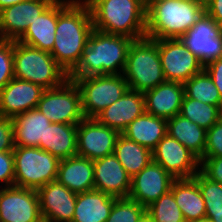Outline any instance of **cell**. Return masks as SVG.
I'll list each match as a JSON object with an SVG mask.
<instances>
[{"label":"cell","instance_id":"obj_1","mask_svg":"<svg viewBox=\"0 0 222 222\" xmlns=\"http://www.w3.org/2000/svg\"><path fill=\"white\" fill-rule=\"evenodd\" d=\"M93 29L90 8L84 0H58L55 42L50 53L67 74L78 64Z\"/></svg>","mask_w":222,"mask_h":222},{"label":"cell","instance_id":"obj_2","mask_svg":"<svg viewBox=\"0 0 222 222\" xmlns=\"http://www.w3.org/2000/svg\"><path fill=\"white\" fill-rule=\"evenodd\" d=\"M134 39L93 29L87 46L68 79L122 74Z\"/></svg>","mask_w":222,"mask_h":222},{"label":"cell","instance_id":"obj_3","mask_svg":"<svg viewBox=\"0 0 222 222\" xmlns=\"http://www.w3.org/2000/svg\"><path fill=\"white\" fill-rule=\"evenodd\" d=\"M91 12L94 29L124 35L134 40L146 37L144 0H84Z\"/></svg>","mask_w":222,"mask_h":222},{"label":"cell","instance_id":"obj_4","mask_svg":"<svg viewBox=\"0 0 222 222\" xmlns=\"http://www.w3.org/2000/svg\"><path fill=\"white\" fill-rule=\"evenodd\" d=\"M204 12L205 4L197 0H154L147 5L146 37L180 38Z\"/></svg>","mask_w":222,"mask_h":222},{"label":"cell","instance_id":"obj_5","mask_svg":"<svg viewBox=\"0 0 222 222\" xmlns=\"http://www.w3.org/2000/svg\"><path fill=\"white\" fill-rule=\"evenodd\" d=\"M14 77L50 89L62 85L67 72L56 62L50 52L14 41Z\"/></svg>","mask_w":222,"mask_h":222},{"label":"cell","instance_id":"obj_6","mask_svg":"<svg viewBox=\"0 0 222 222\" xmlns=\"http://www.w3.org/2000/svg\"><path fill=\"white\" fill-rule=\"evenodd\" d=\"M122 75L126 79L129 89L142 93L166 81L157 39L143 37L133 40Z\"/></svg>","mask_w":222,"mask_h":222},{"label":"cell","instance_id":"obj_7","mask_svg":"<svg viewBox=\"0 0 222 222\" xmlns=\"http://www.w3.org/2000/svg\"><path fill=\"white\" fill-rule=\"evenodd\" d=\"M14 186L39 189L55 181L60 159L38 147L15 146L13 150Z\"/></svg>","mask_w":222,"mask_h":222},{"label":"cell","instance_id":"obj_8","mask_svg":"<svg viewBox=\"0 0 222 222\" xmlns=\"http://www.w3.org/2000/svg\"><path fill=\"white\" fill-rule=\"evenodd\" d=\"M81 93L85 118H95L106 107L120 99L129 89L122 74L73 78Z\"/></svg>","mask_w":222,"mask_h":222},{"label":"cell","instance_id":"obj_9","mask_svg":"<svg viewBox=\"0 0 222 222\" xmlns=\"http://www.w3.org/2000/svg\"><path fill=\"white\" fill-rule=\"evenodd\" d=\"M51 123L78 125L84 118L81 93L74 80L43 91L36 107Z\"/></svg>","mask_w":222,"mask_h":222},{"label":"cell","instance_id":"obj_10","mask_svg":"<svg viewBox=\"0 0 222 222\" xmlns=\"http://www.w3.org/2000/svg\"><path fill=\"white\" fill-rule=\"evenodd\" d=\"M179 39L204 67L222 58V26L206 12Z\"/></svg>","mask_w":222,"mask_h":222},{"label":"cell","instance_id":"obj_11","mask_svg":"<svg viewBox=\"0 0 222 222\" xmlns=\"http://www.w3.org/2000/svg\"><path fill=\"white\" fill-rule=\"evenodd\" d=\"M157 45L166 81L184 84L204 69L179 38L157 39Z\"/></svg>","mask_w":222,"mask_h":222},{"label":"cell","instance_id":"obj_12","mask_svg":"<svg viewBox=\"0 0 222 222\" xmlns=\"http://www.w3.org/2000/svg\"><path fill=\"white\" fill-rule=\"evenodd\" d=\"M152 156L174 179L193 178L200 171V160L169 134L158 142Z\"/></svg>","mask_w":222,"mask_h":222},{"label":"cell","instance_id":"obj_13","mask_svg":"<svg viewBox=\"0 0 222 222\" xmlns=\"http://www.w3.org/2000/svg\"><path fill=\"white\" fill-rule=\"evenodd\" d=\"M120 134L95 118H84L77 125V155L90 160L111 155Z\"/></svg>","mask_w":222,"mask_h":222},{"label":"cell","instance_id":"obj_14","mask_svg":"<svg viewBox=\"0 0 222 222\" xmlns=\"http://www.w3.org/2000/svg\"><path fill=\"white\" fill-rule=\"evenodd\" d=\"M41 216L35 189L16 186L0 188V222H34Z\"/></svg>","mask_w":222,"mask_h":222},{"label":"cell","instance_id":"obj_15","mask_svg":"<svg viewBox=\"0 0 222 222\" xmlns=\"http://www.w3.org/2000/svg\"><path fill=\"white\" fill-rule=\"evenodd\" d=\"M175 179L153 160L131 178L129 198L147 208L167 193Z\"/></svg>","mask_w":222,"mask_h":222},{"label":"cell","instance_id":"obj_16","mask_svg":"<svg viewBox=\"0 0 222 222\" xmlns=\"http://www.w3.org/2000/svg\"><path fill=\"white\" fill-rule=\"evenodd\" d=\"M55 0H26L0 11V39L18 40Z\"/></svg>","mask_w":222,"mask_h":222},{"label":"cell","instance_id":"obj_17","mask_svg":"<svg viewBox=\"0 0 222 222\" xmlns=\"http://www.w3.org/2000/svg\"><path fill=\"white\" fill-rule=\"evenodd\" d=\"M41 215L51 222H72L77 194L57 180L36 190Z\"/></svg>","mask_w":222,"mask_h":222},{"label":"cell","instance_id":"obj_18","mask_svg":"<svg viewBox=\"0 0 222 222\" xmlns=\"http://www.w3.org/2000/svg\"><path fill=\"white\" fill-rule=\"evenodd\" d=\"M44 90L40 85L14 77L0 91V116L13 118L35 109Z\"/></svg>","mask_w":222,"mask_h":222},{"label":"cell","instance_id":"obj_19","mask_svg":"<svg viewBox=\"0 0 222 222\" xmlns=\"http://www.w3.org/2000/svg\"><path fill=\"white\" fill-rule=\"evenodd\" d=\"M94 190L111 196L128 197L131 190V177L114 154L93 160Z\"/></svg>","mask_w":222,"mask_h":222},{"label":"cell","instance_id":"obj_20","mask_svg":"<svg viewBox=\"0 0 222 222\" xmlns=\"http://www.w3.org/2000/svg\"><path fill=\"white\" fill-rule=\"evenodd\" d=\"M145 112V97L142 92L128 89L126 93L99 113L95 119L120 133Z\"/></svg>","mask_w":222,"mask_h":222},{"label":"cell","instance_id":"obj_21","mask_svg":"<svg viewBox=\"0 0 222 222\" xmlns=\"http://www.w3.org/2000/svg\"><path fill=\"white\" fill-rule=\"evenodd\" d=\"M143 94L145 112L156 117L170 119L180 114L185 89L183 83L165 81Z\"/></svg>","mask_w":222,"mask_h":222},{"label":"cell","instance_id":"obj_22","mask_svg":"<svg viewBox=\"0 0 222 222\" xmlns=\"http://www.w3.org/2000/svg\"><path fill=\"white\" fill-rule=\"evenodd\" d=\"M50 125L49 119L36 108L16 115L13 117L15 146L45 150V133Z\"/></svg>","mask_w":222,"mask_h":222},{"label":"cell","instance_id":"obj_23","mask_svg":"<svg viewBox=\"0 0 222 222\" xmlns=\"http://www.w3.org/2000/svg\"><path fill=\"white\" fill-rule=\"evenodd\" d=\"M56 180L76 194L94 190L93 160L79 155L60 160Z\"/></svg>","mask_w":222,"mask_h":222},{"label":"cell","instance_id":"obj_24","mask_svg":"<svg viewBox=\"0 0 222 222\" xmlns=\"http://www.w3.org/2000/svg\"><path fill=\"white\" fill-rule=\"evenodd\" d=\"M57 18L58 0H55L35 21L28 25L25 33L17 41L51 52L55 42Z\"/></svg>","mask_w":222,"mask_h":222},{"label":"cell","instance_id":"obj_25","mask_svg":"<svg viewBox=\"0 0 222 222\" xmlns=\"http://www.w3.org/2000/svg\"><path fill=\"white\" fill-rule=\"evenodd\" d=\"M170 190L185 222H195L205 218V202L198 184L193 178L175 179Z\"/></svg>","mask_w":222,"mask_h":222},{"label":"cell","instance_id":"obj_26","mask_svg":"<svg viewBox=\"0 0 222 222\" xmlns=\"http://www.w3.org/2000/svg\"><path fill=\"white\" fill-rule=\"evenodd\" d=\"M116 198L98 190L77 194L72 222H106Z\"/></svg>","mask_w":222,"mask_h":222},{"label":"cell","instance_id":"obj_27","mask_svg":"<svg viewBox=\"0 0 222 222\" xmlns=\"http://www.w3.org/2000/svg\"><path fill=\"white\" fill-rule=\"evenodd\" d=\"M122 134L153 151L167 134V119L144 112L131 122Z\"/></svg>","mask_w":222,"mask_h":222},{"label":"cell","instance_id":"obj_28","mask_svg":"<svg viewBox=\"0 0 222 222\" xmlns=\"http://www.w3.org/2000/svg\"><path fill=\"white\" fill-rule=\"evenodd\" d=\"M206 132L207 130L180 114L167 119V134L186 147L199 160L202 159L206 147Z\"/></svg>","mask_w":222,"mask_h":222},{"label":"cell","instance_id":"obj_29","mask_svg":"<svg viewBox=\"0 0 222 222\" xmlns=\"http://www.w3.org/2000/svg\"><path fill=\"white\" fill-rule=\"evenodd\" d=\"M77 125L51 123L45 133V151L60 160L77 155Z\"/></svg>","mask_w":222,"mask_h":222},{"label":"cell","instance_id":"obj_30","mask_svg":"<svg viewBox=\"0 0 222 222\" xmlns=\"http://www.w3.org/2000/svg\"><path fill=\"white\" fill-rule=\"evenodd\" d=\"M132 178L152 160V151L130 140L122 133L119 135L113 153Z\"/></svg>","mask_w":222,"mask_h":222},{"label":"cell","instance_id":"obj_31","mask_svg":"<svg viewBox=\"0 0 222 222\" xmlns=\"http://www.w3.org/2000/svg\"><path fill=\"white\" fill-rule=\"evenodd\" d=\"M185 95L222 109V98L212 78L205 69L184 83Z\"/></svg>","mask_w":222,"mask_h":222},{"label":"cell","instance_id":"obj_32","mask_svg":"<svg viewBox=\"0 0 222 222\" xmlns=\"http://www.w3.org/2000/svg\"><path fill=\"white\" fill-rule=\"evenodd\" d=\"M180 115L201 128L208 130L222 117V109L215 105L188 98L185 95L181 105Z\"/></svg>","mask_w":222,"mask_h":222},{"label":"cell","instance_id":"obj_33","mask_svg":"<svg viewBox=\"0 0 222 222\" xmlns=\"http://www.w3.org/2000/svg\"><path fill=\"white\" fill-rule=\"evenodd\" d=\"M153 222H185L171 190L146 208Z\"/></svg>","mask_w":222,"mask_h":222},{"label":"cell","instance_id":"obj_34","mask_svg":"<svg viewBox=\"0 0 222 222\" xmlns=\"http://www.w3.org/2000/svg\"><path fill=\"white\" fill-rule=\"evenodd\" d=\"M193 179L202 193L206 213H222V184L210 180L201 171Z\"/></svg>","mask_w":222,"mask_h":222},{"label":"cell","instance_id":"obj_35","mask_svg":"<svg viewBox=\"0 0 222 222\" xmlns=\"http://www.w3.org/2000/svg\"><path fill=\"white\" fill-rule=\"evenodd\" d=\"M146 208L129 197L116 198L106 222H137Z\"/></svg>","mask_w":222,"mask_h":222},{"label":"cell","instance_id":"obj_36","mask_svg":"<svg viewBox=\"0 0 222 222\" xmlns=\"http://www.w3.org/2000/svg\"><path fill=\"white\" fill-rule=\"evenodd\" d=\"M14 40L0 39V91L14 78Z\"/></svg>","mask_w":222,"mask_h":222},{"label":"cell","instance_id":"obj_37","mask_svg":"<svg viewBox=\"0 0 222 222\" xmlns=\"http://www.w3.org/2000/svg\"><path fill=\"white\" fill-rule=\"evenodd\" d=\"M222 156V117L206 132V147L202 159Z\"/></svg>","mask_w":222,"mask_h":222},{"label":"cell","instance_id":"obj_38","mask_svg":"<svg viewBox=\"0 0 222 222\" xmlns=\"http://www.w3.org/2000/svg\"><path fill=\"white\" fill-rule=\"evenodd\" d=\"M15 170L13 151H0V188L14 186Z\"/></svg>","mask_w":222,"mask_h":222},{"label":"cell","instance_id":"obj_39","mask_svg":"<svg viewBox=\"0 0 222 222\" xmlns=\"http://www.w3.org/2000/svg\"><path fill=\"white\" fill-rule=\"evenodd\" d=\"M14 148L13 118L0 116V151H13Z\"/></svg>","mask_w":222,"mask_h":222},{"label":"cell","instance_id":"obj_40","mask_svg":"<svg viewBox=\"0 0 222 222\" xmlns=\"http://www.w3.org/2000/svg\"><path fill=\"white\" fill-rule=\"evenodd\" d=\"M200 171L210 180L222 184V156L201 159Z\"/></svg>","mask_w":222,"mask_h":222},{"label":"cell","instance_id":"obj_41","mask_svg":"<svg viewBox=\"0 0 222 222\" xmlns=\"http://www.w3.org/2000/svg\"><path fill=\"white\" fill-rule=\"evenodd\" d=\"M212 78L219 94L222 98V58L212 61L204 67Z\"/></svg>","mask_w":222,"mask_h":222},{"label":"cell","instance_id":"obj_42","mask_svg":"<svg viewBox=\"0 0 222 222\" xmlns=\"http://www.w3.org/2000/svg\"><path fill=\"white\" fill-rule=\"evenodd\" d=\"M205 12L222 26V0H209L206 2Z\"/></svg>","mask_w":222,"mask_h":222},{"label":"cell","instance_id":"obj_43","mask_svg":"<svg viewBox=\"0 0 222 222\" xmlns=\"http://www.w3.org/2000/svg\"><path fill=\"white\" fill-rule=\"evenodd\" d=\"M26 0H0V11L6 7L15 5L20 2H24Z\"/></svg>","mask_w":222,"mask_h":222},{"label":"cell","instance_id":"obj_44","mask_svg":"<svg viewBox=\"0 0 222 222\" xmlns=\"http://www.w3.org/2000/svg\"><path fill=\"white\" fill-rule=\"evenodd\" d=\"M205 218L210 219L212 222H222V213H206Z\"/></svg>","mask_w":222,"mask_h":222},{"label":"cell","instance_id":"obj_45","mask_svg":"<svg viewBox=\"0 0 222 222\" xmlns=\"http://www.w3.org/2000/svg\"><path fill=\"white\" fill-rule=\"evenodd\" d=\"M137 222H153L151 216L145 212L138 220Z\"/></svg>","mask_w":222,"mask_h":222},{"label":"cell","instance_id":"obj_46","mask_svg":"<svg viewBox=\"0 0 222 222\" xmlns=\"http://www.w3.org/2000/svg\"><path fill=\"white\" fill-rule=\"evenodd\" d=\"M34 222H51L48 218L41 216L38 220Z\"/></svg>","mask_w":222,"mask_h":222},{"label":"cell","instance_id":"obj_47","mask_svg":"<svg viewBox=\"0 0 222 222\" xmlns=\"http://www.w3.org/2000/svg\"><path fill=\"white\" fill-rule=\"evenodd\" d=\"M195 222H212L210 219L204 218V219H200L198 221Z\"/></svg>","mask_w":222,"mask_h":222},{"label":"cell","instance_id":"obj_48","mask_svg":"<svg viewBox=\"0 0 222 222\" xmlns=\"http://www.w3.org/2000/svg\"><path fill=\"white\" fill-rule=\"evenodd\" d=\"M152 1H154V0H144L146 6H147L150 2H152Z\"/></svg>","mask_w":222,"mask_h":222},{"label":"cell","instance_id":"obj_49","mask_svg":"<svg viewBox=\"0 0 222 222\" xmlns=\"http://www.w3.org/2000/svg\"><path fill=\"white\" fill-rule=\"evenodd\" d=\"M197 1H200V2H202L203 4H205V3L208 2L209 0H197Z\"/></svg>","mask_w":222,"mask_h":222}]
</instances>
